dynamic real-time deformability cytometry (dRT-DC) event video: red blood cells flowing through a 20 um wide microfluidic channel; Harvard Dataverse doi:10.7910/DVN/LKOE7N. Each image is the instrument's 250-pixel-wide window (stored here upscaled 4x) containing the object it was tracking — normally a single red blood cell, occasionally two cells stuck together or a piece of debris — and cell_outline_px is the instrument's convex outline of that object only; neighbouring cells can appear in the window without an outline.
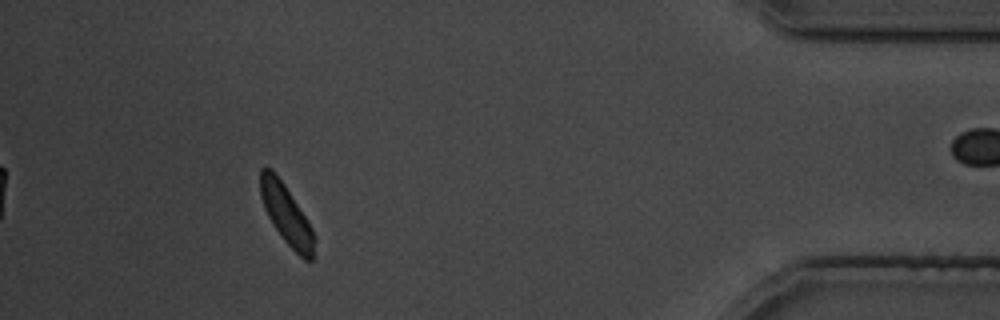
{"species": "common noctule bat (a hibernating species)", "species_latin": "Nyctalus noctula", "temperature_condition": "cold", "stored_images_in_passage": 31, "camera_frame_rate_fps": 3000, "um_per_image_px": 0.085, "animal": {"sex": "male", "body_mass_g": 19.5, "forearm_length_mm": 54.6}, "frame": {"image": 1, "passage_image": 27, "time_ms": 31.667, "image_size_px": [1000, 320], "cell_outline_px": [[316, 240], [312, 260], [304, 260], [284, 240], [272, 224], [264, 208], [260, 196], [260, 168], [272, 168], [284, 184], [312, 228], [316, 236]], "centroid_in_image_um": [24.34, 18.24], "position_along_channel_um": 410.9, "area_um2": 18.61}}